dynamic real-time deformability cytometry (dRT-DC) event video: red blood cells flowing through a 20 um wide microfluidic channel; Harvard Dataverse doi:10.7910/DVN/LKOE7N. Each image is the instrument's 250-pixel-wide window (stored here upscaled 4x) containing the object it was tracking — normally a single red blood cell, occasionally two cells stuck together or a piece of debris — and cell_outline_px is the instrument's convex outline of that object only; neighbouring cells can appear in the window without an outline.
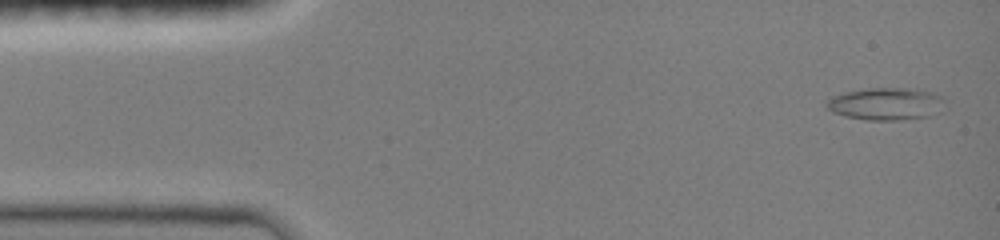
{"species": "common noctule bat (a hibernating species)", "species_latin": "Nyctalus noctula", "temperature_condition": "room temperature", "stored_images_in_passage": 47, "camera_frame_rate_fps": 3000, "um_per_image_px": 0.085, "animal": {"sex": "female", "body_mass_g": 19.0, "forearm_length_mm": 51.5}, "frame": {"image": 1, "passage_image": 2, "time_ms": 0.333, "image_size_px": [1000, 240], "cell_outline_px": [[944, 112], [928, 116], [900, 120], [864, 120], [832, 112], [824, 104], [832, 96], [844, 92], [868, 88], [916, 88], [932, 92], [944, 96]], "centroid_in_image_um": [75.38, 8.82], "position_along_channel_um": 9.6, "area_um2": 22.72}}
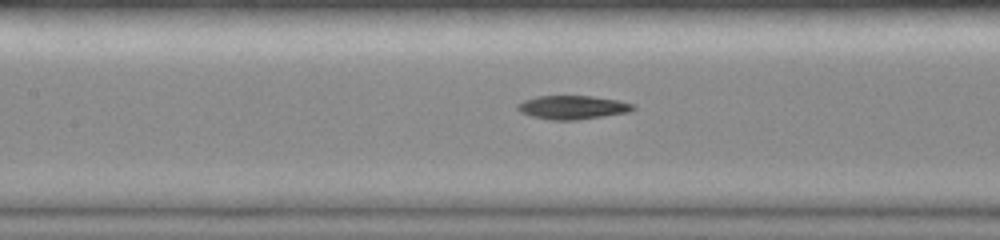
{"frame": {"image": 2, "passage_image": 21, "time_ms": 6.667, "image_size_px": [1000, 240], "cell_outline_px": [[636, 108], [628, 112], [576, 120], [548, 120], [532, 116], [520, 112], [516, 108], [516, 104], [524, 100], [536, 96], [592, 96], [616, 100], [632, 104]], "centroid_in_image_um": [48.6, 9.12], "position_along_channel_um": 158.8, "area_um2": 15.84}}
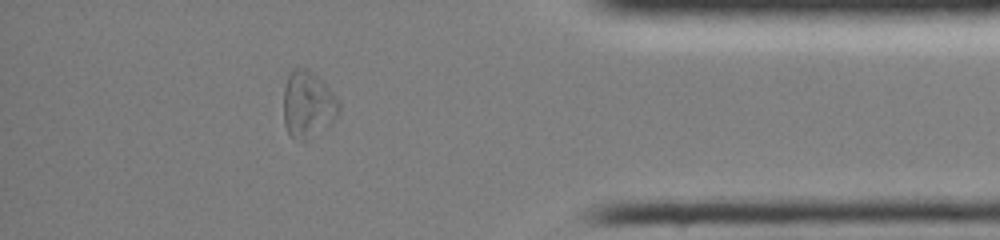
{"frame": {"image": 3, "passage_image": 41, "time_ms": 13.333, "image_size_px": [1000, 240], "cell_outline_px": [[340, 112], [328, 128], [308, 140], [304, 140], [292, 136], [288, 132], [284, 124], [284, 88], [288, 76], [296, 68], [308, 68], [324, 80], [336, 96], [340, 104]], "centroid_in_image_um": [26.22, 8.88], "position_along_channel_um": 409.0, "area_um2": 21.85}, "authors_computed_cell_mechanics": {"area_um2": 17.2822, "velocity_mm_per_s": 4.0459, "shape_relaxation_time_tau1_ms": 4.2197, "shape_relaxation_time_tau2_ms": null, "deformation_change_tau1": 0.1827, "deformation_change_tau2": null}}